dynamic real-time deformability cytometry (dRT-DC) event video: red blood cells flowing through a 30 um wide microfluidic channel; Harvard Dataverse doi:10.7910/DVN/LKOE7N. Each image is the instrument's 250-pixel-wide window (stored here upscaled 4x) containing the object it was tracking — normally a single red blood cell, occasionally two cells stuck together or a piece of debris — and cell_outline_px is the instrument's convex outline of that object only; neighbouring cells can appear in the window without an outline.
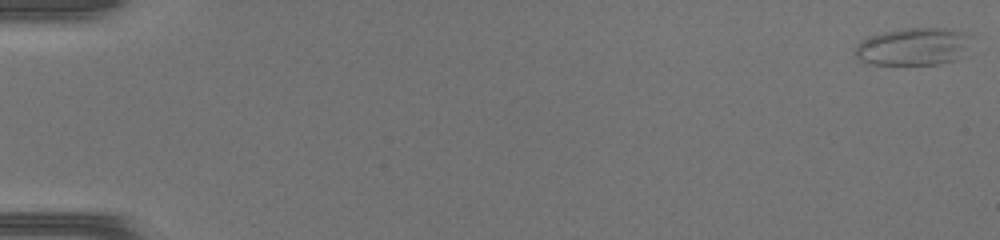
{"species": "common noctule bat (a hibernating species)", "species_latin": "Nyctalus noctula", "temperature_condition": "warm", "stored_images_in_passage": 48, "camera_frame_rate_fps": 3000, "um_per_image_px": 0.085, "animal": {"sex": "female", "body_mass_g": 17.0, "forearm_length_mm": 48.0}, "frame": {"image": 1, "passage_image": 1, "time_ms": 0.0, "image_size_px": [1000, 240], "cell_outline_px": [[972, 36], [964, 56], [956, 60], [940, 64], [868, 64], [860, 60], [856, 56], [856, 44], [860, 40], [884, 32], [904, 28], [952, 28], [968, 32]], "centroid_in_image_um": [77.7, 3.95], "position_along_channel_um": 7.3, "area_um2": 25.78}}
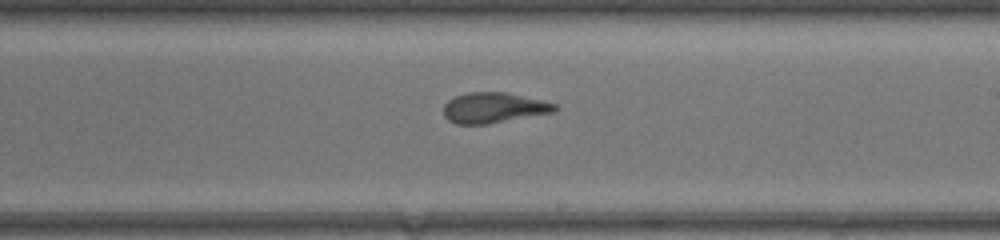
{"frame": {"image": 2, "passage_image": 30, "time_ms": 9.667, "image_size_px": [1000, 240], "cell_outline_px": [[560, 108], [552, 112], [488, 124], [456, 124], [448, 120], [444, 116], [444, 104], [448, 100], [456, 96], [468, 92], [508, 92], [556, 104]], "centroid_in_image_um": [41.94, 9.16], "position_along_channel_um": 247.1, "area_um2": 19.65}}
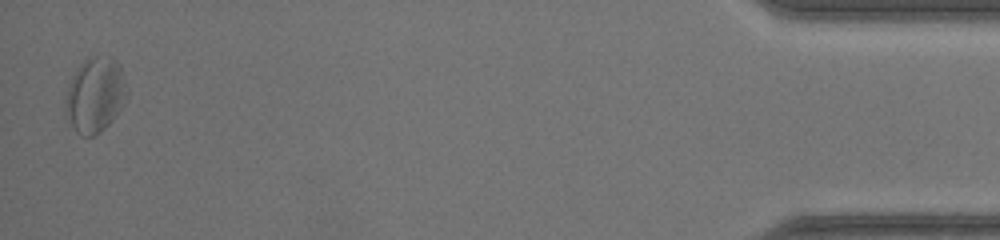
{"frame": {"image": 3, "passage_image": 48, "time_ms": 15.667, "image_size_px": [1000, 240], "cell_outline_px": [[128, 96], [116, 116], [100, 132], [92, 136], [80, 136], [76, 132], [64, 108], [68, 88], [72, 76], [80, 64], [88, 56], [112, 56], [120, 64], [124, 76], [128, 92]], "centroid_in_image_um": [8.12, 8.04], "position_along_channel_um": 427.1, "area_um2": 26.99}}